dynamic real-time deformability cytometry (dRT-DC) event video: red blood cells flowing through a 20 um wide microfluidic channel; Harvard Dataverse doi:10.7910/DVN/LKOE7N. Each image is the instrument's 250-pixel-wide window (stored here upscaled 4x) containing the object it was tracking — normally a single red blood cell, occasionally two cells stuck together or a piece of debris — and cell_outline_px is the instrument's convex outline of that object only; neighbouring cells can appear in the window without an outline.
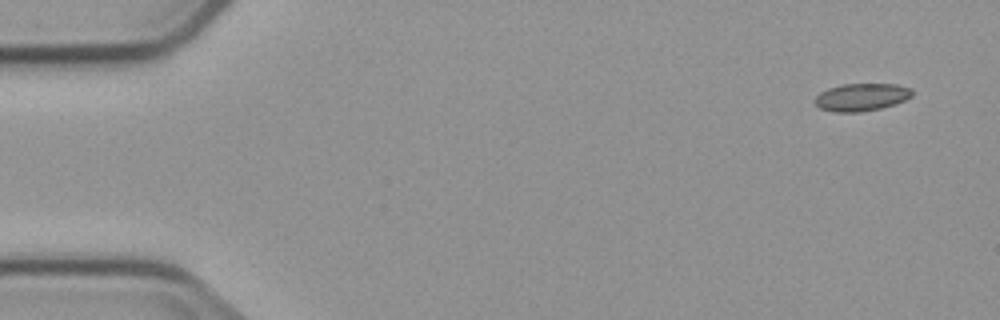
{"species": "common noctule bat (a hibernating species)", "species_latin": "Nyctalus noctula", "temperature_condition": "cold", "stored_images_in_passage": 7, "camera_frame_rate_fps": 3000, "um_per_image_px": 0.085, "animal": {"sex": "male", "body_mass_g": 23.1, "forearm_length_mm": 52.7}, "frame": {"image": 1, "passage_image": 1, "time_ms": 0.0, "image_size_px": [1000, 320], "cell_outline_px": [[912, 96], [896, 104], [880, 108], [860, 112], [836, 112], [820, 108], [816, 104], [816, 96], [820, 92], [828, 88], [844, 84], [896, 84], [912, 88]], "centroid_in_image_um": [73.25, 8.25], "position_along_channel_um": 11.8, "area_um2": 15.55}}
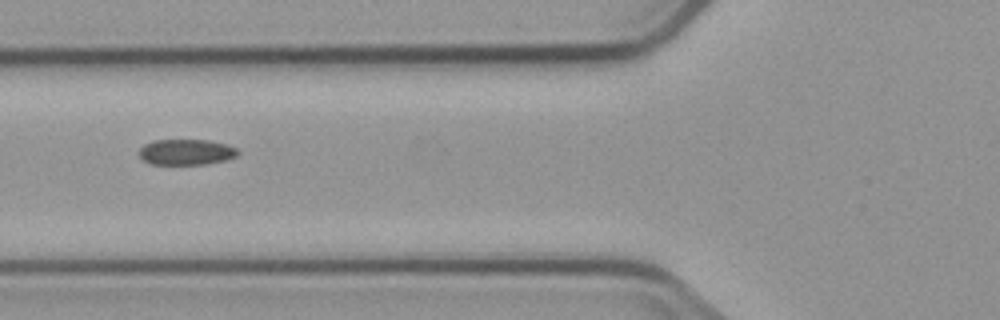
{"frame": {"image": 2, "passage_image": 6, "time_ms": 6.0, "image_size_px": [1000, 320], "cell_outline_px": [[240, 152], [236, 156], [228, 160], [204, 164], [152, 164], [144, 160], [140, 156], [140, 148], [144, 144], [152, 140], [208, 140], [228, 144], [236, 148]], "centroid_in_image_um": [15.86, 12.92], "position_along_channel_um": 109.9, "area_um2": 14.85}}
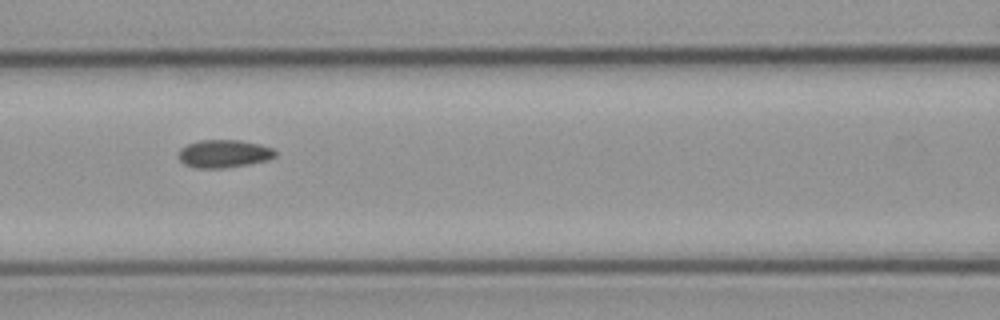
{"frame": {"image": 3, "passage_image": 7, "time_ms": 7.0, "image_size_px": [1000, 320], "cell_outline_px": [[276, 156], [268, 160], [248, 164], [224, 168], [196, 168], [184, 164], [176, 156], [180, 148], [188, 144], [200, 140], [240, 140], [260, 144], [276, 148]], "centroid_in_image_um": [19.04, 13.06], "position_along_channel_um": 147.6, "area_um2": 15.95}}